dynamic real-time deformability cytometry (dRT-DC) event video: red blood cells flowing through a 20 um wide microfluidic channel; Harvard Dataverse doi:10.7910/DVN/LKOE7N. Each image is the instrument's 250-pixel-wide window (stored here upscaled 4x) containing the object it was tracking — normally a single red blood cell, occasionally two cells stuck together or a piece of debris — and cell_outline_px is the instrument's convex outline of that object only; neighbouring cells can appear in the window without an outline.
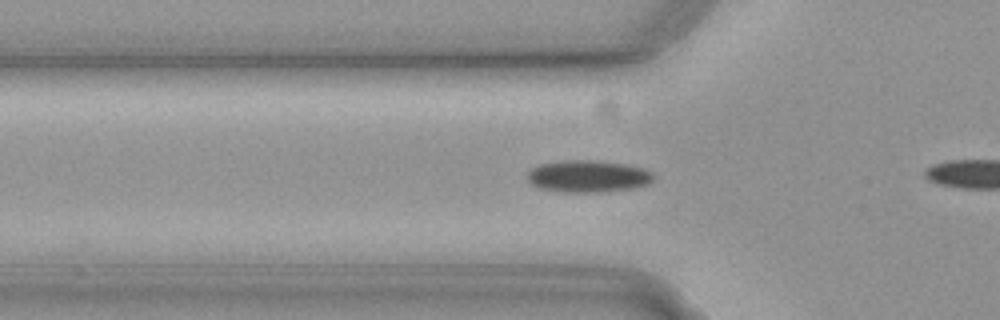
{"species": "common noctule bat (a hibernating species)", "species_latin": "Nyctalus noctula", "temperature_condition": "cold", "stored_images_in_passage": 44, "camera_frame_rate_fps": 3000, "um_per_image_px": 0.085, "animal": {"sex": "female", "body_mass_g": 19.3, "forearm_length_mm": 54.1}, "frame": {"image": 1, "passage_image": 18, "time_ms": 5.667, "image_size_px": [1000, 320], "cell_outline_px": [[656, 176], [648, 184], [636, 188], [600, 192], [560, 192], [540, 188], [532, 184], [528, 180], [528, 172], [532, 168], [540, 164], [568, 160], [592, 160], [624, 164], [644, 168], [652, 172]], "centroid_in_image_um": [50.02, 14.99], "position_along_channel_um": 75.8, "area_um2": 23.58}}
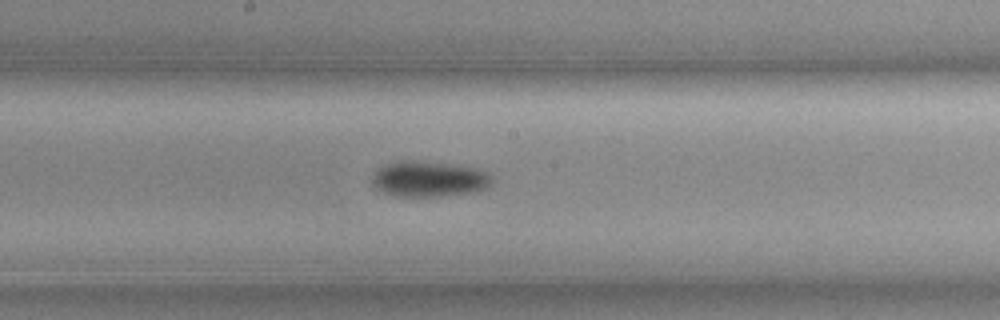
{"frame": {"image": 2, "passage_image": 29, "time_ms": 9.333, "image_size_px": [1000, 320], "cell_outline_px": [[492, 184], [488, 188], [476, 192], [440, 196], [396, 196], [372, 188], [372, 176], [380, 168], [388, 164], [400, 160], [404, 160], [444, 164], [472, 168], [488, 172], [492, 176]], "centroid_in_image_um": [36.47, 15.24], "position_along_channel_um": 211.7, "area_um2": 24.62}}
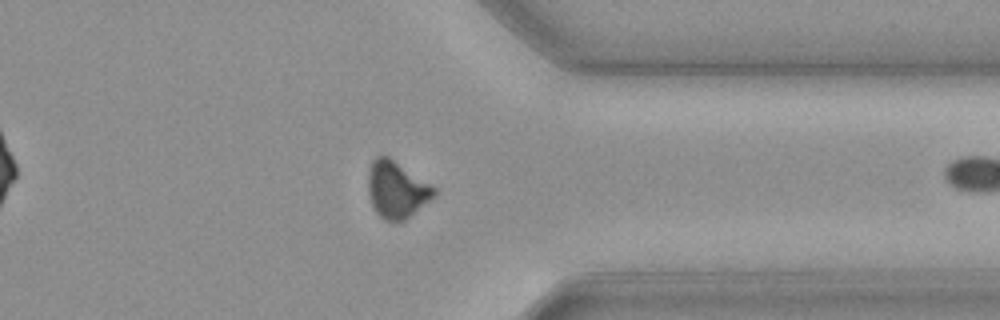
{"frame": {"image": 3, "passage_image": 43, "time_ms": 14.0, "image_size_px": [1000, 320], "cell_outline_px": [[436, 196], [404, 220], [384, 220], [372, 208], [368, 192], [368, 172], [372, 160], [376, 156], [388, 156], [436, 188]], "centroid_in_image_um": [33.69, 16.11], "position_along_channel_um": 377.7, "area_um2": 21.68}}